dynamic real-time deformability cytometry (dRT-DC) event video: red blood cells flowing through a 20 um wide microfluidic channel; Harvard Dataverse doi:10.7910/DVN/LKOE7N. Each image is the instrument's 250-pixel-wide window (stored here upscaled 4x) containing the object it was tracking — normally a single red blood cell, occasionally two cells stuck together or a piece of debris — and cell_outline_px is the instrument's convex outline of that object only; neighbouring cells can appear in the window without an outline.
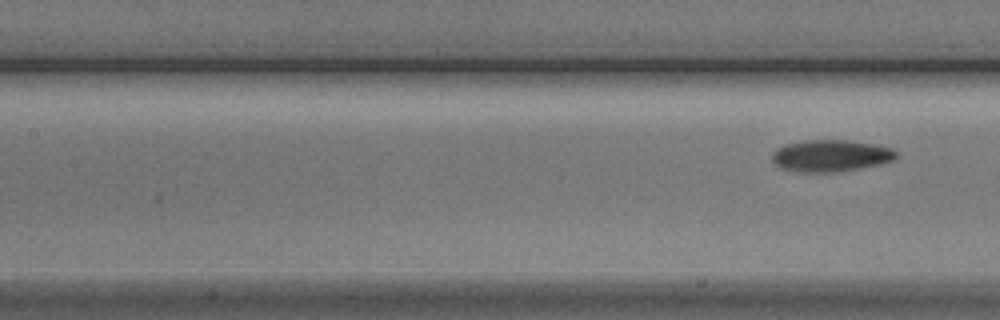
{"species": "Egyptian fruit bat (a non-hibernating species)", "species_latin": "Rousettus aegyptiacus", "temperature_condition": "cold", "stored_images_in_passage": 4, "segment_of_instrument_passage": [2, 2], "camera_frame_rate_fps": 3000, "um_per_image_px": 0.085, "animal": {"sex": "male"}, "frame": {"image": 1, "passage_image": 4, "time_ms": 4.333, "image_size_px": [1000, 320], "cell_outline_px": [[896, 156], [892, 160], [880, 164], [840, 172], [796, 172], [780, 168], [772, 160], [772, 152], [776, 148], [788, 144], [808, 140], [848, 140], [872, 144], [892, 148], [896, 152]], "centroid_in_image_um": [70.58, 13.25], "position_along_channel_um": 136.8, "area_um2": 22.95}}